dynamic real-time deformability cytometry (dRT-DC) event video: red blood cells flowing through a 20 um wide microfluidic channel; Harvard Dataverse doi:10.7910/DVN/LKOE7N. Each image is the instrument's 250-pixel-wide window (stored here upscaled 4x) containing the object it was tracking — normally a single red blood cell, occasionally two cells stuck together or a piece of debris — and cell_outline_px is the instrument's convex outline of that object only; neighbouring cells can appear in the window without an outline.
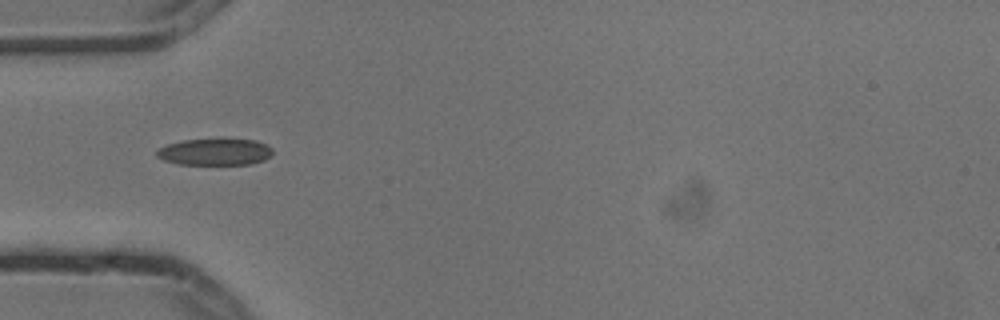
{"species": "common noctule bat (a hibernating species)", "species_latin": "Nyctalus noctula", "temperature_condition": "cold", "stored_images_in_passage": 1, "camera_frame_rate_fps": 3000, "um_per_image_px": 0.085, "animal": {"sex": "male", "body_mass_g": 13.3}, "frame": {"image": 1, "passage_image": 1, "time_ms": 0.0, "image_size_px": [1000, 320], "cell_outline_px": [[272, 152], [264, 160], [248, 164], [180, 164], [164, 160], [156, 156], [156, 152], [160, 148], [168, 144], [184, 140], [224, 136], [256, 140], [268, 144], [272, 148]], "centroid_in_image_um": [18.31, 12.85], "position_along_channel_um": 66.7, "area_um2": 18.67}}